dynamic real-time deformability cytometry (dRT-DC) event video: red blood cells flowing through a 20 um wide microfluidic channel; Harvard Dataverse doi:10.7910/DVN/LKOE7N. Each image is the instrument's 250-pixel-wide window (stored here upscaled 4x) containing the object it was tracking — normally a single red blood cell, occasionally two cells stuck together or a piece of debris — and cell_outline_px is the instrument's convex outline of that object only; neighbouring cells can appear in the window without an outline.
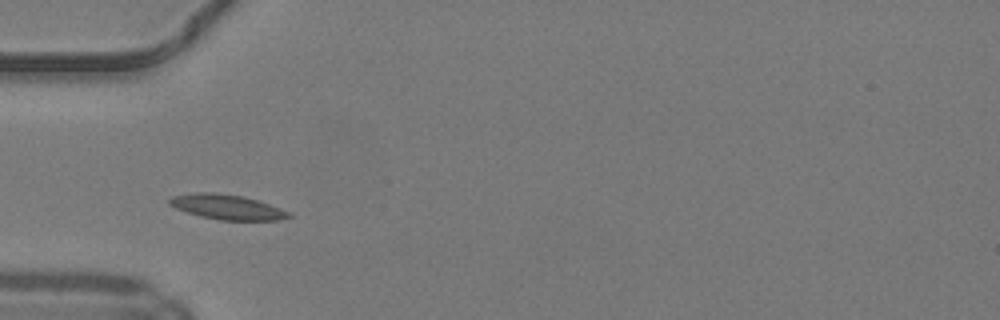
{"species": "common noctule bat (a hibernating species)", "species_latin": "Nyctalus noctula", "temperature_condition": "warm", "stored_images_in_passage": 34, "camera_frame_rate_fps": 3000, "um_per_image_px": 0.085, "animal": {"sex": "male", "body_mass_g": 19.2, "forearm_length_mm": 51.8}, "frame": {"image": 1, "passage_image": 1, "time_ms": 0.0, "image_size_px": [1000, 320], "cell_outline_px": [[292, 216], [280, 220], [220, 220], [200, 216], [176, 208], [168, 204], [168, 200], [172, 196], [196, 192], [212, 192], [240, 196], [256, 200], [280, 208], [288, 212]], "centroid_in_image_um": [19.27, 17.6], "position_along_channel_um": 65.7, "area_um2": 17.05}}
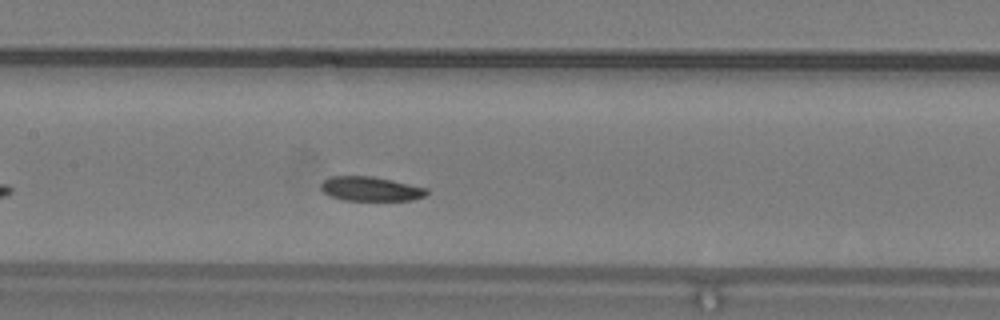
{"frame": {"image": 2, "passage_image": 9, "time_ms": 2.667, "image_size_px": [1000, 320], "cell_outline_px": [[428, 192], [424, 196], [412, 200], [344, 200], [328, 196], [320, 188], [320, 184], [328, 176], [372, 176], [392, 180], [428, 188]], "centroid_in_image_um": [31.47, 16.05], "position_along_channel_um": 175.9, "area_um2": 15.09}}
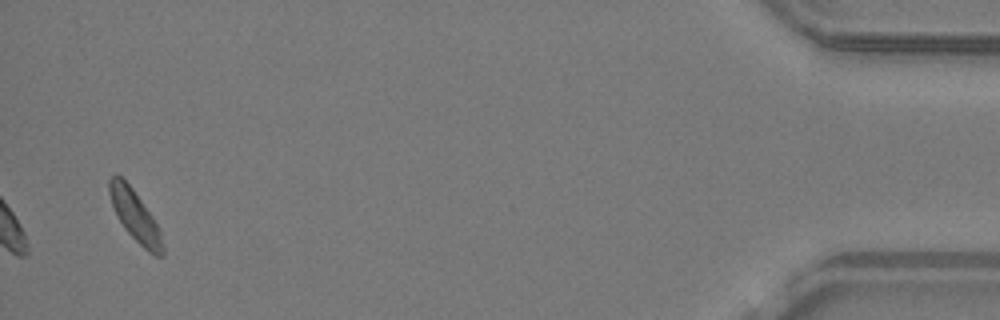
{"frame": {"image": 3, "passage_image": 33, "time_ms": 10.667, "image_size_px": [1000, 320], "cell_outline_px": [[164, 256], [156, 256], [148, 252], [124, 228], [112, 204], [108, 192], [108, 180], [116, 172], [132, 188], [152, 216], [160, 228], [164, 248]], "centroid_in_image_um": [11.5, 18.35], "position_along_channel_um": 423.7, "area_um2": 15.66}, "authors_computed_cell_mechanics": {"area_um2": 15.6638, "velocity_mm_per_s": 4.1542, "shape_relaxation_time_tau1_ms": 1.9359, "shape_relaxation_time_tau2_ms": 3.6905, "deformation_change_tau1": 0.0656, "deformation_change_tau2": 0.077}}